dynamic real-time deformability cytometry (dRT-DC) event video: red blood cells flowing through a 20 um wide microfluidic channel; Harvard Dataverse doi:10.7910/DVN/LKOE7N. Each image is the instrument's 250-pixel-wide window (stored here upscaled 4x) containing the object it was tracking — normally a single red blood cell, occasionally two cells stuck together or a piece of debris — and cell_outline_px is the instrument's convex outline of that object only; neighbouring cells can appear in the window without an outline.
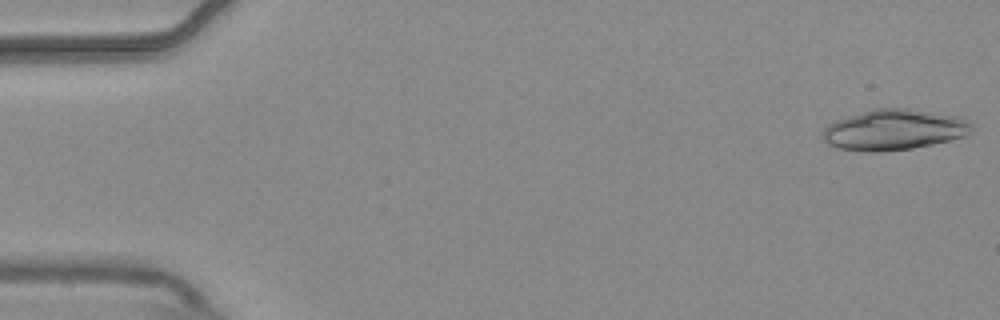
{"species": "common noctule bat (a hibernating species)", "species_latin": "Nyctalus noctula", "temperature_condition": "warm", "stored_images_in_passage": 3, "camera_frame_rate_fps": 3000, "um_per_image_px": 0.085, "animal": {"sex": "male", "body_mass_g": 20.4}, "frame": {"image": 1, "passage_image": 1, "time_ms": 0.0, "image_size_px": [1000, 320], "cell_outline_px": [[972, 128], [964, 136], [932, 144], [912, 148], [880, 152], [864, 152], [840, 148], [828, 144], [824, 140], [820, 132], [828, 124], [836, 120], [872, 108], [908, 108], [964, 116], [972, 124]], "centroid_in_image_um": [75.98, 11.01], "position_along_channel_um": 9.0, "area_um2": 35.6}}